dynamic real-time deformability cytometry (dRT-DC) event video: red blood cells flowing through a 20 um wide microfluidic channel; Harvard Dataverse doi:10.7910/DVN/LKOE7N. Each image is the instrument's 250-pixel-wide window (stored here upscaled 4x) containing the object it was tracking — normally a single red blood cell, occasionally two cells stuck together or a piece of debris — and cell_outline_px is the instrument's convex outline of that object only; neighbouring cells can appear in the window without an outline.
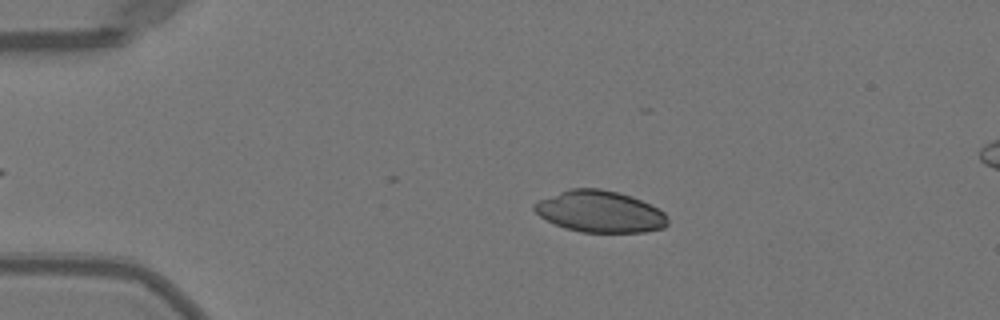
{"species": "Egyptian fruit bat (a non-hibernating species)", "species_latin": "Rousettus aegyptiacus", "temperature_condition": "warm", "stored_images_in_passage": 25, "camera_frame_rate_fps": 3000, "um_per_image_px": 0.085, "animal": {"sex": "female"}, "frame": {"image": 1, "passage_image": 10, "time_ms": 3.0, "image_size_px": [1000, 320], "cell_outline_px": [[668, 224], [664, 228], [644, 232], [580, 232], [564, 228], [540, 216], [532, 208], [532, 204], [540, 200], [568, 188], [600, 188], [620, 192], [632, 196], [664, 212], [668, 216]], "centroid_in_image_um": [51.0, 17.98], "position_along_channel_um": 34.0, "area_um2": 32.37}}
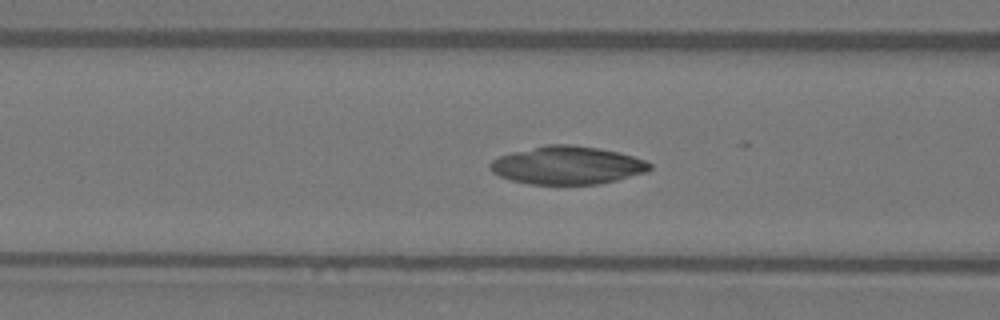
{"frame": {"image": 2, "passage_image": 20, "time_ms": 6.333, "image_size_px": [1000, 320], "cell_outline_px": [[652, 168], [648, 172], [600, 184], [528, 184], [512, 180], [500, 176], [492, 172], [488, 168], [488, 164], [492, 160], [500, 156], [512, 152], [548, 144], [572, 144], [596, 148], [616, 152], [632, 156], [644, 160], [652, 164]], "centroid_in_image_um": [48.21, 14.05], "position_along_channel_um": 118.4, "area_um2": 35.32}}
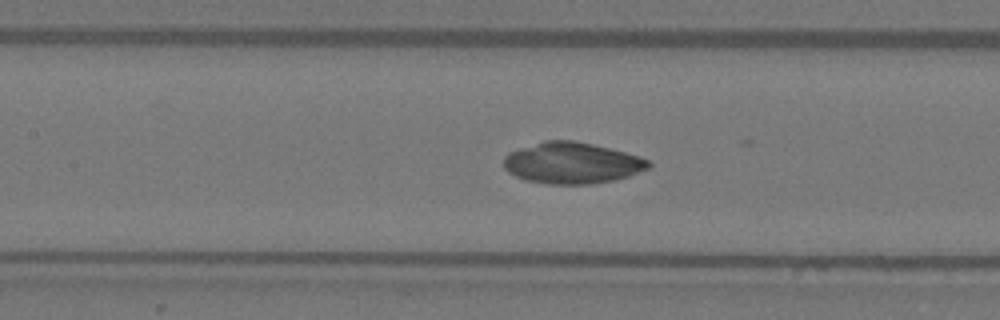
{"frame": {"image": 3, "passage_image": 23, "time_ms": 7.333, "image_size_px": [1000, 320], "cell_outline_px": [[652, 164], [648, 168], [628, 176], [612, 180], [592, 184], [544, 184], [524, 180], [508, 172], [504, 168], [504, 156], [508, 152], [544, 140], [572, 140], [592, 144], [640, 156], [648, 160]], "centroid_in_image_um": [48.58, 13.86], "position_along_channel_um": 158.8, "area_um2": 34.8}}